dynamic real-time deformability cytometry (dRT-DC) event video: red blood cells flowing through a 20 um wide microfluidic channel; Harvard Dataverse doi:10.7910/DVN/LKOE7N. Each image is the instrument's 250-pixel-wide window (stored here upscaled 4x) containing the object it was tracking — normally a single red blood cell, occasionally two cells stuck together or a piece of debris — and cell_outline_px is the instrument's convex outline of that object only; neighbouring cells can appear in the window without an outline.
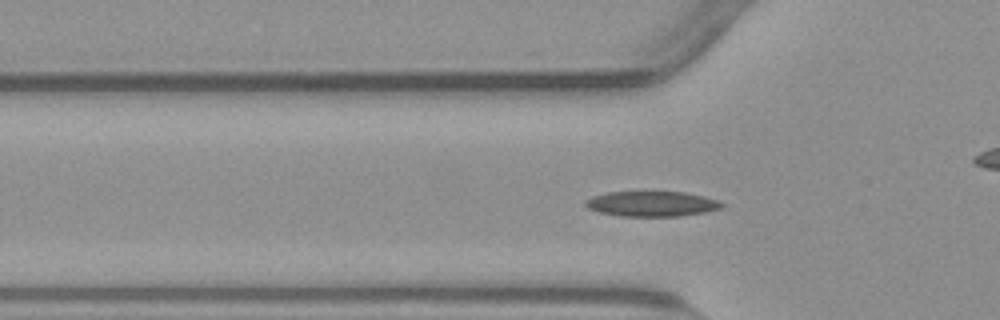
{"species": "common noctule bat (a hibernating species)", "species_latin": "Nyctalus noctula", "temperature_condition": "warm", "stored_images_in_passage": 55, "camera_frame_rate_fps": 3000, "um_per_image_px": 0.085, "animal": {"sex": "male", "body_mass_g": 23.1, "forearm_length_mm": 52.7}, "frame": {"image": 1, "passage_image": 17, "time_ms": 5.333, "image_size_px": [1000, 320], "cell_outline_px": [[724, 204], [720, 208], [704, 212], [680, 216], [620, 216], [600, 212], [588, 208], [584, 204], [584, 200], [592, 196], [608, 192], [684, 192], [704, 196], [716, 200]], "centroid_in_image_um": [55.36, 17.32], "position_along_channel_um": 70.4, "area_um2": 19.88}}
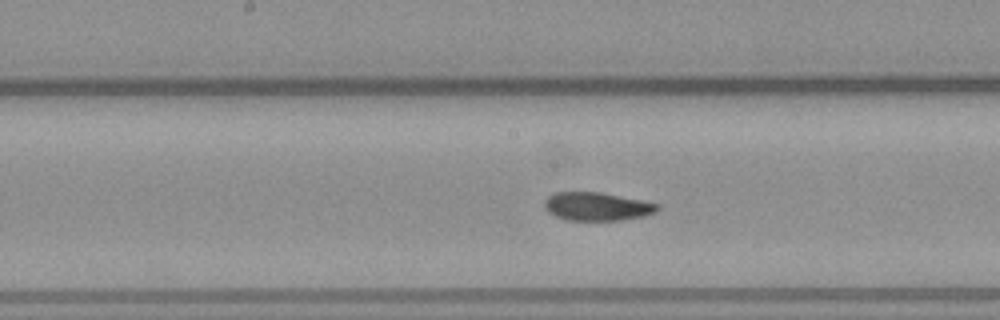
{"frame": {"image": 2, "passage_image": 27, "time_ms": 8.667, "image_size_px": [1000, 320], "cell_outline_px": [[660, 208], [656, 212], [644, 216], [620, 220], [564, 220], [548, 212], [544, 208], [544, 200], [552, 192], [600, 192], [660, 204]], "centroid_in_image_um": [50.71, 17.55], "position_along_channel_um": 197.5, "area_um2": 18.73}}
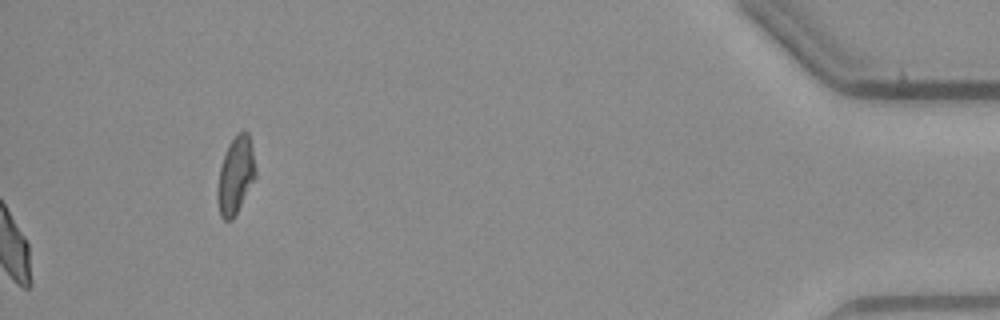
{"frame": {"image": 3, "passage_image": 55, "time_ms": 18.0, "image_size_px": [1000, 320], "cell_outline_px": [[256, 176], [232, 220], [224, 220], [220, 216], [216, 196], [216, 192], [220, 168], [228, 144], [240, 132], [248, 132], [252, 148], [256, 172]], "centroid_in_image_um": [20.01, 14.93], "position_along_channel_um": 415.2, "area_um2": 16.82}, "authors_computed_cell_mechanics": {"area_um2": 18.8428, "velocity_mm_per_s": 3.7718, "shape_relaxation_time_tau1_ms": 7.0352, "shape_relaxation_time_tau2_ms": 2.0175, "deformation_change_tau1": 0.2115, "deformation_change_tau2": 0.0807}}